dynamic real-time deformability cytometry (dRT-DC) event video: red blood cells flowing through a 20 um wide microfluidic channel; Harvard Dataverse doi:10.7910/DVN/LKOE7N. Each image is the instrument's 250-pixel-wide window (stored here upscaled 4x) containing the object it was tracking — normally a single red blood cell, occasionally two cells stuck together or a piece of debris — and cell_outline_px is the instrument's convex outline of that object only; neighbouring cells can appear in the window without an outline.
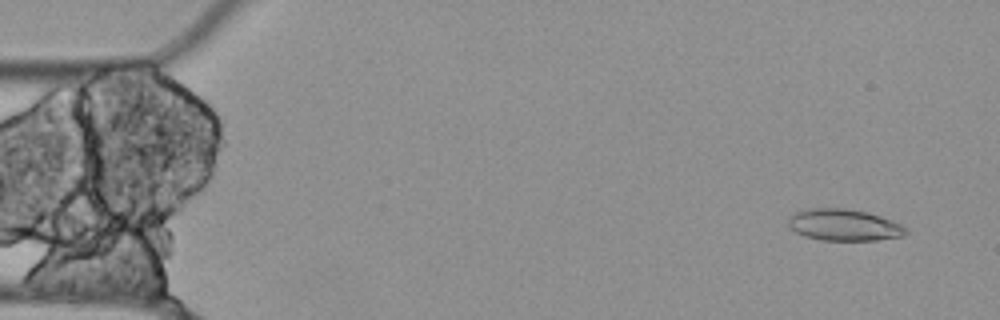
{"species": "Egyptian fruit bat (a non-hibernating species)", "species_latin": "Rousettus aegyptiacus", "temperature_condition": "cold", "stored_images_in_passage": 56, "camera_frame_rate_fps": 3000, "um_per_image_px": 0.085, "animal": {"sex": "female"}, "frame": {"image": 1, "passage_image": 4, "time_ms": 1.0, "image_size_px": [1000, 320], "cell_outline_px": [[908, 232], [904, 236], [876, 240], [824, 240], [804, 236], [796, 232], [788, 224], [788, 220], [792, 212], [804, 208], [844, 208], [864, 212], [880, 216], [892, 220], [908, 228]], "centroid_in_image_um": [71.73, 19.11], "position_along_channel_um": 13.3, "area_um2": 21.73}}
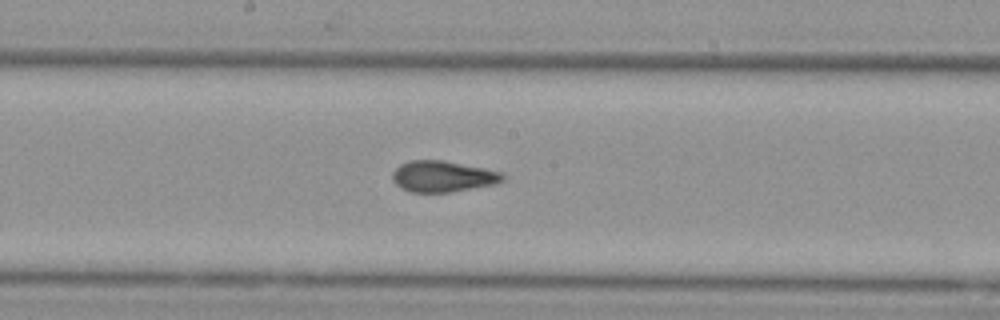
{"frame": {"image": 2, "passage_image": 29, "time_ms": 9.333, "image_size_px": [1000, 320], "cell_outline_px": [[508, 176], [504, 180], [496, 184], [452, 192], [412, 192], [400, 188], [392, 180], [392, 172], [400, 164], [408, 160], [444, 160], [504, 172]], "centroid_in_image_um": [37.67, 14.99], "position_along_channel_um": 210.5, "area_um2": 20.35}}
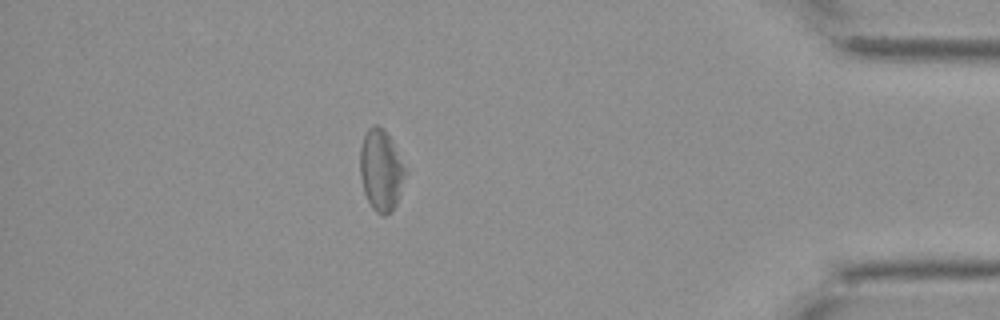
{"frame": {"image": 3, "passage_image": 49, "time_ms": 16.0, "image_size_px": [1000, 320], "cell_outline_px": [[404, 176], [396, 204], [392, 212], [384, 216], [376, 212], [372, 208], [364, 192], [360, 176], [360, 148], [364, 136], [368, 128], [376, 124], [384, 128], [404, 164]], "centroid_in_image_um": [32.35, 14.47], "position_along_channel_um": 402.8, "area_um2": 21.1}, "authors_computed_cell_mechanics": {"area_um2": 21.2415, "velocity_mm_per_s": 3.5208, "shape_relaxation_time_tau1_ms": null, "shape_relaxation_time_tau2_ms": 3.3561, "deformation_change_tau1": null, "deformation_change_tau2": 0.1041}}